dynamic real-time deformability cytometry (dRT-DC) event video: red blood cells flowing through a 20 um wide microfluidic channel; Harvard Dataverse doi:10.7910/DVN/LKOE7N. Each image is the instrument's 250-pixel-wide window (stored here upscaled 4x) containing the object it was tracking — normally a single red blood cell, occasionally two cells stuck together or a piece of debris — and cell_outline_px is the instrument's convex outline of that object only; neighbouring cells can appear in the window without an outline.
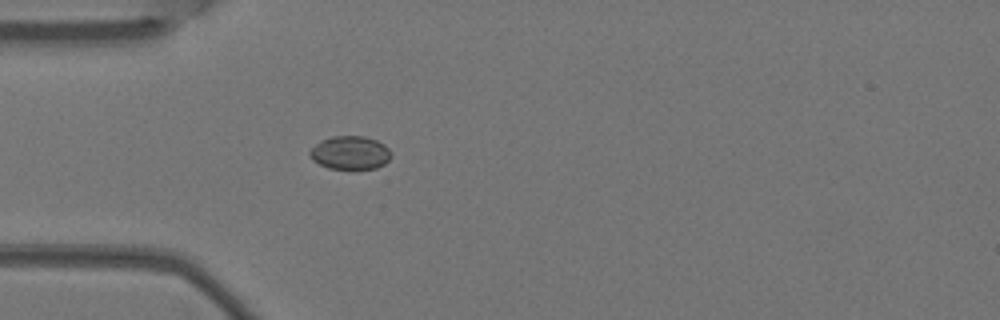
{"species": "Egyptian fruit bat (a non-hibernating species)", "species_latin": "Rousettus aegyptiacus", "temperature_condition": "warm", "stored_images_in_passage": 3, "camera_frame_rate_fps": 3000, "um_per_image_px": 0.085, "animal": {"sex": "female"}, "frame": {"image": 1, "passage_image": 3, "time_ms": 0.667, "image_size_px": [1000, 320], "cell_outline_px": [[392, 156], [384, 164], [376, 168], [352, 172], [328, 168], [312, 160], [308, 152], [320, 140], [332, 136], [364, 136], [376, 140], [384, 144], [392, 152]], "centroid_in_image_um": [29.77, 13.03], "position_along_channel_um": 55.2, "area_um2": 16.47}}